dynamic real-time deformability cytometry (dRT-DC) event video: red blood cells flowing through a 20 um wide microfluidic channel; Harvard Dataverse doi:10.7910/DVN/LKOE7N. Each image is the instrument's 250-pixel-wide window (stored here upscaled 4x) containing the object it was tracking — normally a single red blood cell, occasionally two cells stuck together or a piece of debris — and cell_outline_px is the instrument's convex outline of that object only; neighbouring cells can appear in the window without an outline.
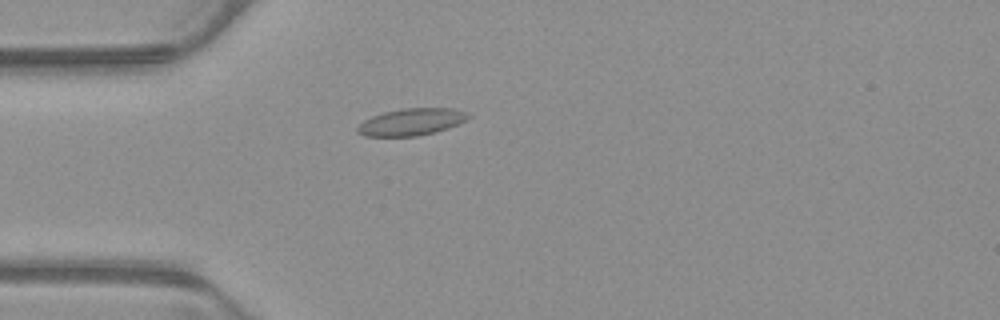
{"species": "common noctule bat (a hibernating species)", "species_latin": "Nyctalus noctula", "temperature_condition": "warm", "stored_images_in_passage": 53, "camera_frame_rate_fps": 3000, "um_per_image_px": 0.085, "animal": {"sex": "male", "body_mass_g": 23.1, "forearm_length_mm": 52.7}, "frame": {"image": 1, "passage_image": 15, "time_ms": 4.667, "image_size_px": [1000, 320], "cell_outline_px": [[472, 116], [448, 128], [436, 132], [416, 136], [364, 136], [356, 132], [356, 128], [364, 120], [372, 116], [384, 112], [400, 108], [456, 108], [468, 112]], "centroid_in_image_um": [34.97, 10.35], "position_along_channel_um": 50.0, "area_um2": 17.51}}
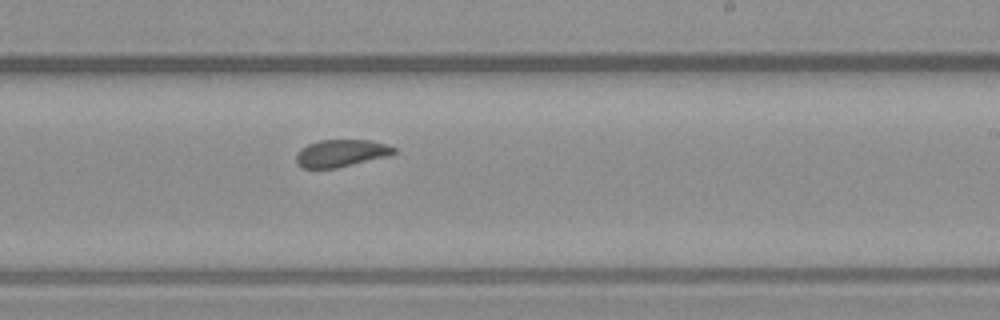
{"frame": {"image": 2, "passage_image": 32, "time_ms": 10.333, "image_size_px": [1000, 320], "cell_outline_px": [[396, 152], [388, 156], [336, 168], [300, 168], [296, 164], [296, 156], [300, 148], [308, 144], [320, 140], [372, 140], [388, 144], [396, 148]], "centroid_in_image_um": [28.99, 13.02], "position_along_channel_um": 260.0, "area_um2": 15.66}}
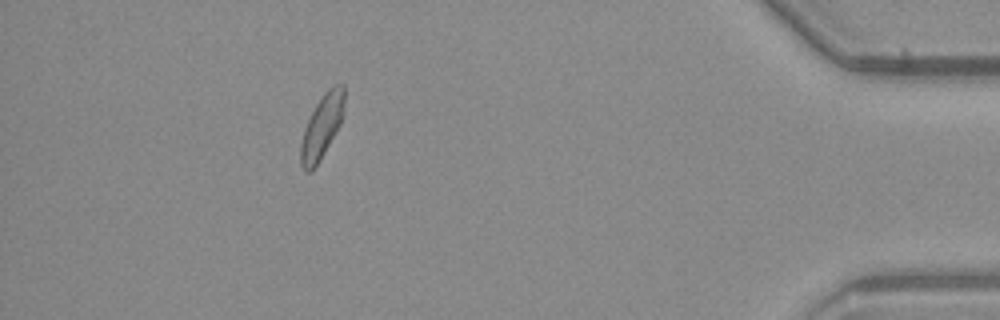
{"frame": {"image": 3, "passage_image": 48, "time_ms": 15.667, "image_size_px": [1000, 320], "cell_outline_px": [[344, 104], [340, 124], [320, 160], [312, 172], [304, 172], [300, 164], [300, 144], [304, 128], [316, 104], [324, 92], [332, 84], [344, 84]], "centroid_in_image_um": [27.34, 10.78], "position_along_channel_um": 407.9, "area_um2": 16.18}, "authors_computed_cell_mechanics": {"area_um2": 16.5308, "velocity_mm_per_s": 3.8699, "shape_relaxation_time_tau1_ms": 6.1131, "shape_relaxation_time_tau2_ms": 0.7916, "deformation_change_tau1": 0.116, "deformation_change_tau2": 0.0543}}